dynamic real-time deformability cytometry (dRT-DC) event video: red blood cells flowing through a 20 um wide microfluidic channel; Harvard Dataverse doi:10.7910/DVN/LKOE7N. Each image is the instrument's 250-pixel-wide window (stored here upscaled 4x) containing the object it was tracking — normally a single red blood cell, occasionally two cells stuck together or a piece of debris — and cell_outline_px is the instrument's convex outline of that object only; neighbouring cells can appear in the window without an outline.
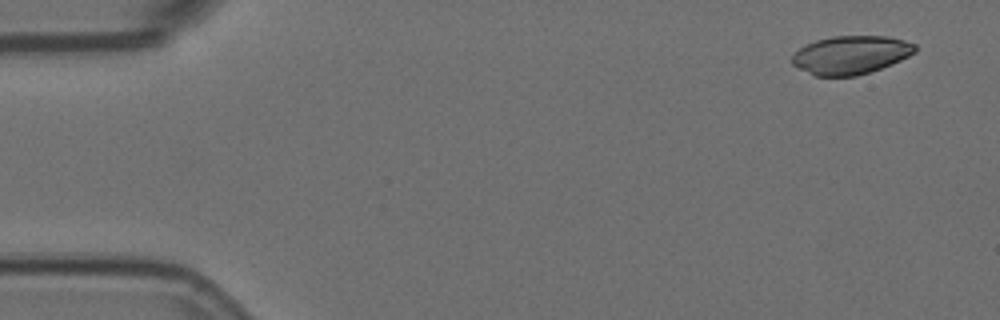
{"species": "Egyptian fruit bat (a non-hibernating species)", "species_latin": "Rousettus aegyptiacus", "temperature_condition": "room temperature", "stored_images_in_passage": 54, "camera_frame_rate_fps": 3000, "um_per_image_px": 0.085, "animal": {"sex": "female"}, "frame": {"image": 1, "passage_image": 1, "time_ms": 0.0, "image_size_px": [1000, 320], "cell_outline_px": [[916, 52], [892, 64], [856, 76], [816, 76], [792, 64], [792, 56], [800, 48], [816, 40], [832, 36], [888, 36], [904, 40], [916, 44]], "centroid_in_image_um": [72.34, 4.66], "position_along_channel_um": 12.7, "area_um2": 27.28}}
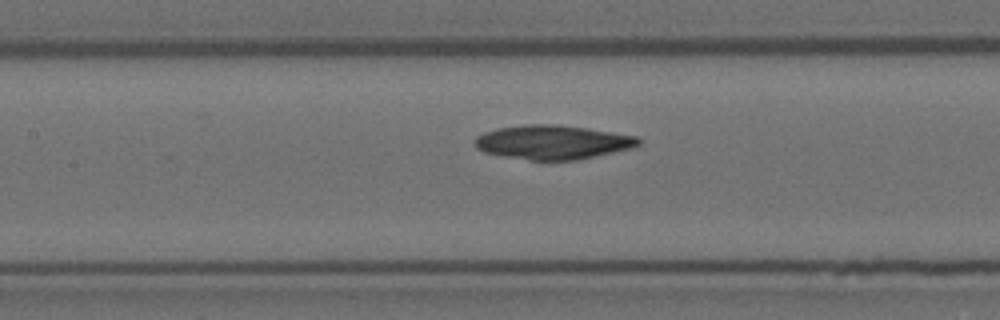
{"frame": {"image": 2, "passage_image": 23, "time_ms": 7.333, "image_size_px": [1000, 320], "cell_outline_px": [[640, 144], [632, 148], [576, 160], [528, 160], [504, 156], [484, 152], [476, 148], [476, 136], [484, 132], [496, 128], [528, 124], [552, 124], [588, 128], [640, 136]], "centroid_in_image_um": [47.0, 12.08], "position_along_channel_um": 160.4, "area_um2": 32.54}}
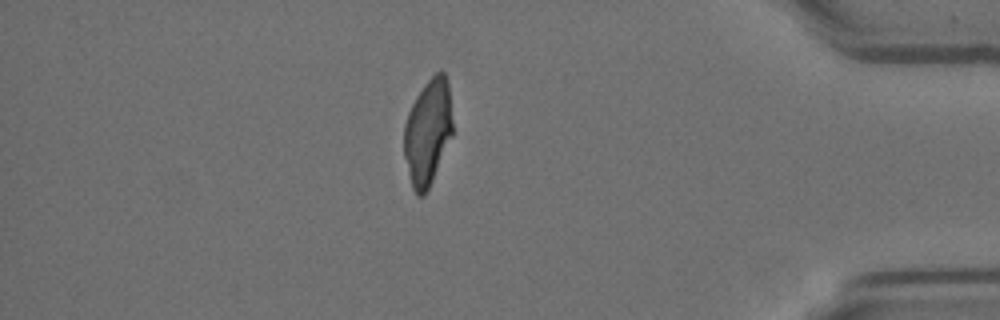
{"frame": {"image": 3, "passage_image": 46, "time_ms": 15.0, "image_size_px": [1000, 320], "cell_outline_px": [[452, 136], [432, 180], [424, 196], [416, 196], [412, 188], [404, 156], [404, 124], [408, 112], [416, 96], [428, 80], [436, 72], [444, 72], [448, 80], [452, 120]], "centroid_in_image_um": [36.35, 11.23], "position_along_channel_um": 398.8, "area_um2": 29.82}}